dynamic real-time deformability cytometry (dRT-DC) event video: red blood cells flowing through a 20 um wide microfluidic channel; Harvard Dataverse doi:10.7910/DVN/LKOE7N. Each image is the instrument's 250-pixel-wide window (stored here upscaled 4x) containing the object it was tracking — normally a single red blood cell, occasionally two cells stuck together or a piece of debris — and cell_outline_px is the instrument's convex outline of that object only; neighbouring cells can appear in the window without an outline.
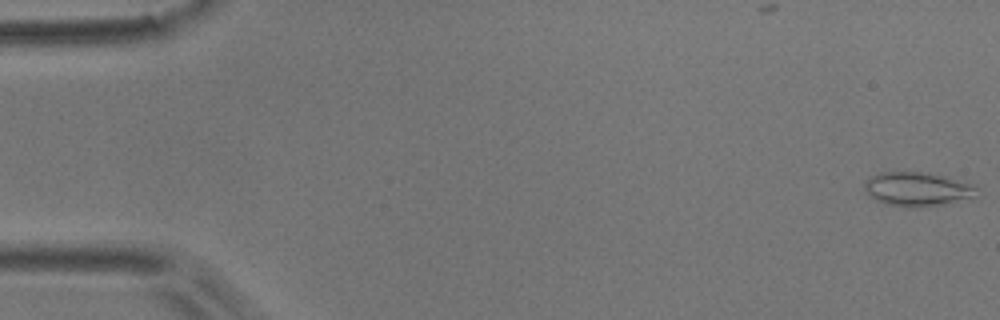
{"species": "common noctule bat (a hibernating species)", "species_latin": "Nyctalus noctula", "temperature_condition": "room temperature", "stored_images_in_passage": 9, "camera_frame_rate_fps": 3000, "um_per_image_px": 0.085, "animal": {"sex": "male", "body_mass_g": 17.9}, "frame": {"image": 1, "passage_image": 1, "time_ms": 0.0, "image_size_px": [1000, 320], "cell_outline_px": [[980, 188], [976, 196], [944, 204], [912, 208], [904, 208], [884, 204], [868, 196], [864, 188], [864, 184], [868, 176], [880, 172], [920, 172], [940, 176], [976, 184]], "centroid_in_image_um": [77.94, 16.09], "position_along_channel_um": 7.1, "area_um2": 22.54}}